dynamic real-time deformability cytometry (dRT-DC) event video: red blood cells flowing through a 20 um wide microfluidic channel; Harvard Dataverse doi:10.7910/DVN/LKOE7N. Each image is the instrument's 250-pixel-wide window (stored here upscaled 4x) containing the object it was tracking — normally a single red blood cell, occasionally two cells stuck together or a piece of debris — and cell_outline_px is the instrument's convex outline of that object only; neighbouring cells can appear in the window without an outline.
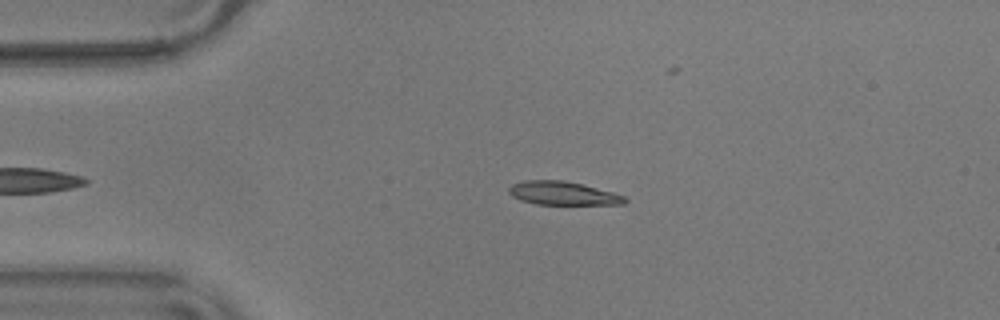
{"species": "common noctule bat (a hibernating species)", "species_latin": "Nyctalus noctula", "temperature_condition": "warm", "stored_images_in_passage": 45, "camera_frame_rate_fps": 3000, "um_per_image_px": 0.085, "animal": {"sex": "male", "body_mass_g": 17.9}, "frame": {"image": 1, "passage_image": 9, "time_ms": 2.667, "image_size_px": [1000, 320], "cell_outline_px": [[628, 200], [624, 204], [536, 204], [520, 200], [512, 196], [508, 192], [508, 188], [512, 184], [524, 180], [564, 180], [612, 192], [624, 196]], "centroid_in_image_um": [47.8, 16.42], "position_along_channel_um": 37.2, "area_um2": 15.72}}
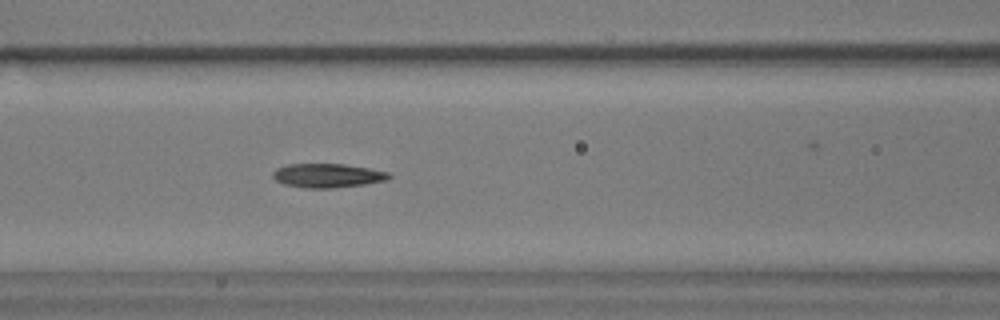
{"frame": {"image": 2, "passage_image": 20, "time_ms": 6.333, "image_size_px": [1000, 320], "cell_outline_px": [[392, 176], [388, 180], [364, 184], [332, 188], [304, 188], [284, 184], [276, 180], [272, 176], [272, 172], [276, 168], [288, 164], [344, 164], [368, 168], [388, 172]], "centroid_in_image_um": [27.83, 14.92], "position_along_channel_um": 138.8, "area_um2": 16.24}}
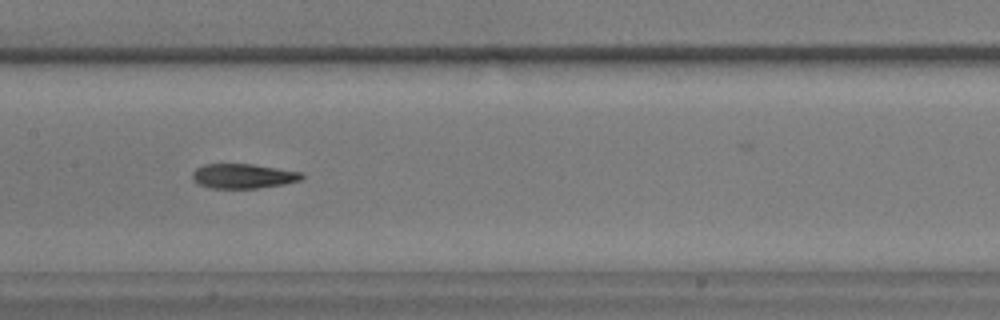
{"frame": {"image": 3, "passage_image": 24, "time_ms": 7.667, "image_size_px": [1000, 320], "cell_outline_px": [[304, 176], [300, 180], [284, 184], [256, 188], [212, 188], [200, 184], [192, 176], [192, 172], [196, 168], [204, 164], [252, 164], [304, 172]], "centroid_in_image_um": [20.71, 14.95], "position_along_channel_um": 186.7, "area_um2": 15.61}, "authors_computed_cell_mechanics": {"area_um2": 16.0684, "velocity_mm_per_s": 3.5986, "shape_relaxation_time_tau1_ms": 5.6872, "shape_relaxation_time_tau2_ms": 4.3899, "deformation_change_tau1": 0.2044, "deformation_change_tau2": 0.132}}